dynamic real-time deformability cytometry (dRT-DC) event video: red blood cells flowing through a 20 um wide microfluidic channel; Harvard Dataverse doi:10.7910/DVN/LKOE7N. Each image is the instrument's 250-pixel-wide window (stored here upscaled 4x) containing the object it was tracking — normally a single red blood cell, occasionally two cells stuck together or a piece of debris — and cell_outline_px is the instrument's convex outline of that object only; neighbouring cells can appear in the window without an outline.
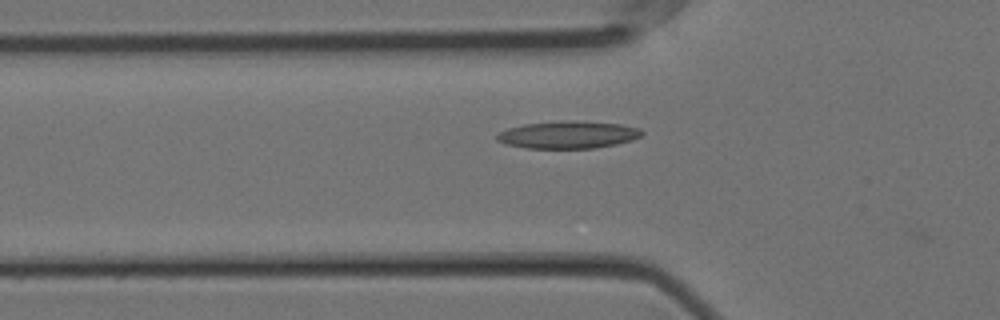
{"species": "Egyptian fruit bat (a non-hibernating species)", "species_latin": "Rousettus aegyptiacus", "temperature_condition": "cold", "stored_images_in_passage": 40, "camera_frame_rate_fps": 3000, "um_per_image_px": 0.085, "animal": {"sex": "female"}, "frame": {"image": 1, "passage_image": 2, "time_ms": 0.333, "image_size_px": [1000, 320], "cell_outline_px": [[644, 132], [640, 136], [632, 140], [616, 144], [596, 148], [528, 148], [508, 144], [496, 140], [496, 136], [500, 132], [508, 128], [524, 124], [620, 124], [640, 128]], "centroid_in_image_um": [48.3, 11.52], "position_along_channel_um": 77.5, "area_um2": 21.56}}
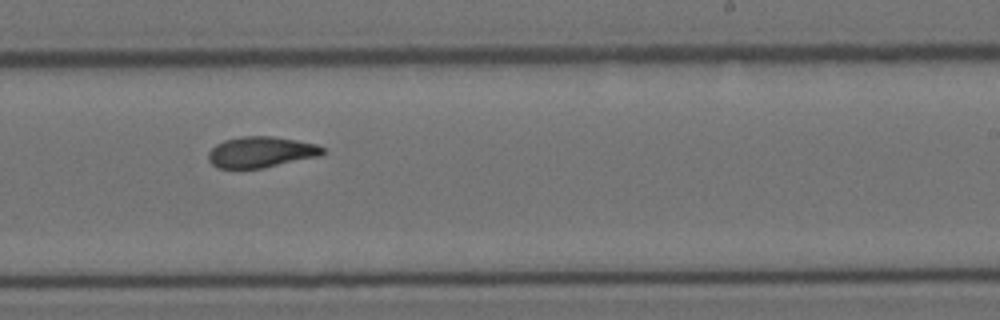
{"frame": {"image": 2, "passage_image": 18, "time_ms": 5.667, "image_size_px": [1000, 320], "cell_outline_px": [[324, 152], [320, 156], [264, 168], [216, 168], [208, 160], [208, 152], [216, 144], [224, 140], [240, 136], [272, 136], [296, 140], [316, 144], [324, 148]], "centroid_in_image_um": [22.17, 12.93], "position_along_channel_um": 266.8, "area_um2": 20.69}}
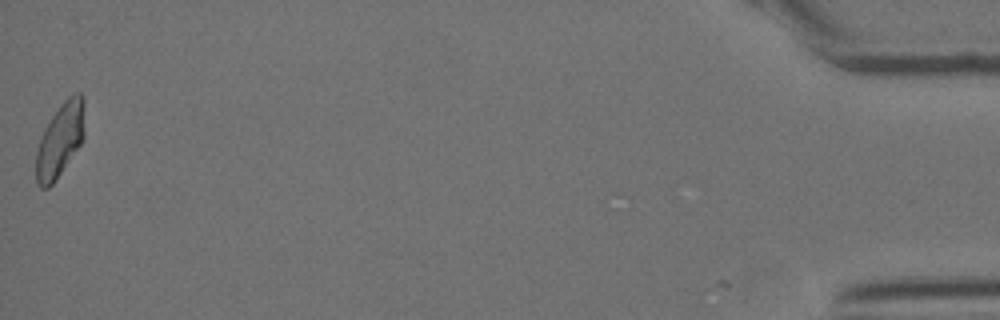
{"frame": {"image": 3, "passage_image": 40, "time_ms": 13.0, "image_size_px": [1000, 320], "cell_outline_px": [[84, 140], [52, 184], [48, 188], [40, 188], [36, 184], [36, 152], [40, 136], [44, 128], [60, 104], [68, 96], [76, 92], [80, 92], [84, 96]], "centroid_in_image_um": [5.11, 11.87], "position_along_channel_um": 430.1, "area_um2": 21.1}, "authors_computed_cell_mechanics": {"area_um2": 20.8369, "velocity_mm_per_s": 3.542, "shape_relaxation_time_tau1_ms": 8.1757, "shape_relaxation_time_tau2_ms": 2.0767, "deformation_change_tau1": 0.231, "deformation_change_tau2": 0.0765}}